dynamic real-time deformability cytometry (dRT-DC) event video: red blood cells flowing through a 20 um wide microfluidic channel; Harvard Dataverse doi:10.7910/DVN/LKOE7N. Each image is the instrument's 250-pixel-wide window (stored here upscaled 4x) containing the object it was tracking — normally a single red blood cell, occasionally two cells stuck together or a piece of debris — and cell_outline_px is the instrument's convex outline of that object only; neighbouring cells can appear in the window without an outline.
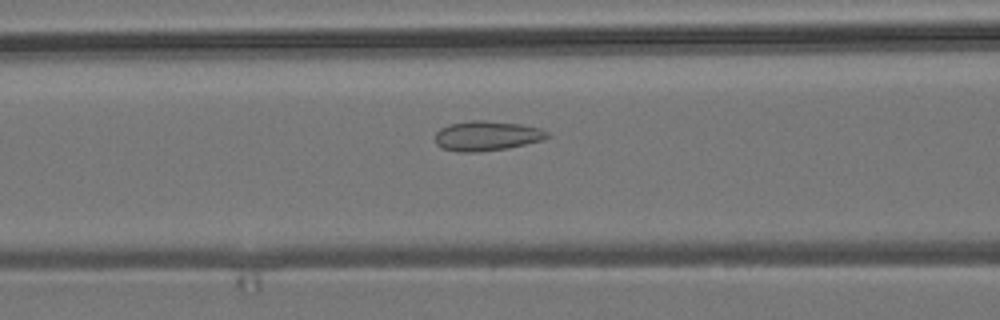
{"species": "common noctule bat (a hibernating species)", "species_latin": "Nyctalus noctula", "temperature_condition": "room temperature", "stored_images_in_passage": 43, "camera_frame_rate_fps": 3000, "um_per_image_px": 0.085, "animal": {"sex": "male", "body_mass_g": 19.2, "forearm_length_mm": 51.8}, "frame": {"image": 1, "passage_image": 11, "time_ms": 3.333, "image_size_px": [1000, 320], "cell_outline_px": [[552, 136], [544, 140], [508, 148], [476, 152], [456, 152], [440, 148], [436, 144], [436, 132], [440, 128], [448, 124], [472, 120], [484, 120], [520, 124], [540, 128], [548, 132]], "centroid_in_image_um": [41.38, 11.55], "position_along_channel_um": 125.2, "area_um2": 19.71}}
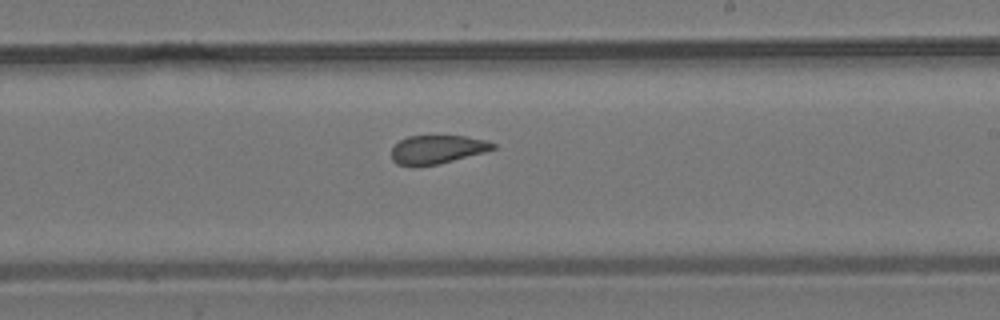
{"frame": {"image": 2, "passage_image": 21, "time_ms": 6.667, "image_size_px": [1000, 320], "cell_outline_px": [[496, 148], [484, 152], [440, 164], [396, 164], [392, 160], [392, 148], [400, 140], [408, 136], [464, 136], [488, 140], [496, 144]], "centroid_in_image_um": [37.21, 12.68], "position_along_channel_um": 251.8, "area_um2": 16.59}}
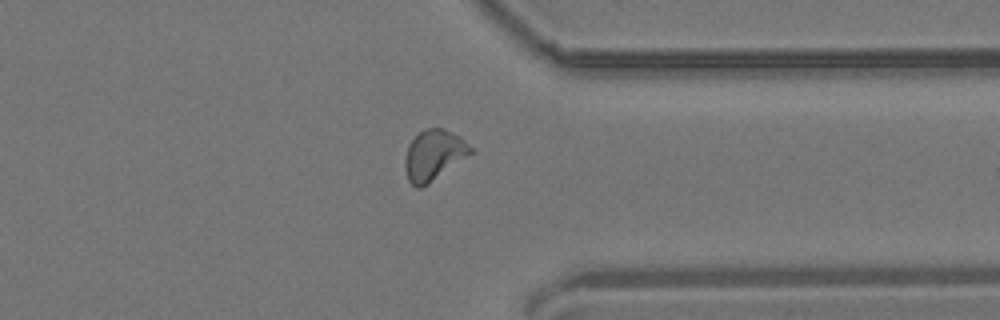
{"frame": {"image": 3, "passage_image": 31, "time_ms": 10.0, "image_size_px": [1000, 320], "cell_outline_px": [[472, 152], [428, 184], [420, 188], [416, 188], [408, 180], [404, 168], [404, 160], [408, 144], [424, 128], [444, 128], [460, 136], [472, 148]], "centroid_in_image_um": [36.83, 13.17], "position_along_channel_um": 374.6, "area_um2": 19.07}, "authors_computed_cell_mechanics": {"area_um2": 18.3804, "velocity_mm_per_s": 3.7993, "shape_relaxation_time_tau1_ms": null, "shape_relaxation_time_tau2_ms": 1.2216, "deformation_change_tau1": null, "deformation_change_tau2": 0.0864}}